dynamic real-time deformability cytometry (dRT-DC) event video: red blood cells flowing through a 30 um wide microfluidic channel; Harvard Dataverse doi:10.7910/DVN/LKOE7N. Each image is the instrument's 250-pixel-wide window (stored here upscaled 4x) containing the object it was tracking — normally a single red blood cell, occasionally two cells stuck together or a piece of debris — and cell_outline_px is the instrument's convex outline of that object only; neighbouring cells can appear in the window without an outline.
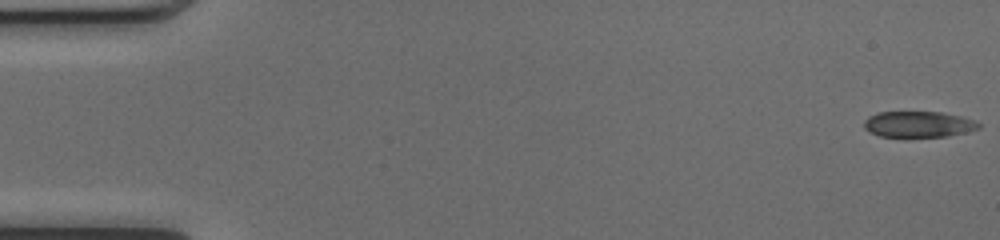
{"species": "common noctule bat (a hibernating species)", "species_latin": "Nyctalus noctula", "temperature_condition": "cold", "stored_images_in_passage": 51, "camera_frame_rate_fps": 3000, "um_per_image_px": 0.085, "animal": {"sex": "female", "body_mass_g": 17.0, "forearm_length_mm": 48.0}, "frame": {"image": 1, "passage_image": 1, "time_ms": 0.0, "image_size_px": [1000, 240], "cell_outline_px": [[980, 128], [948, 136], [880, 136], [868, 132], [864, 128], [864, 120], [868, 116], [876, 112], [944, 112], [976, 120], [980, 124]], "centroid_in_image_um": [78.05, 10.55], "position_along_channel_um": 7.0, "area_um2": 17.34}}
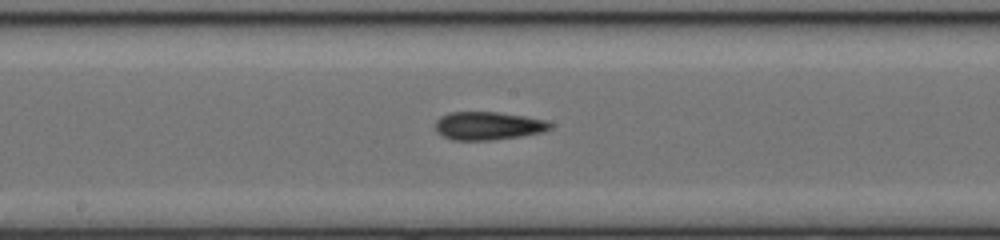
{"frame": {"image": 2, "passage_image": 27, "time_ms": 8.667, "image_size_px": [1000, 240], "cell_outline_px": [[552, 128], [544, 132], [520, 136], [492, 140], [452, 140], [436, 132], [436, 120], [440, 116], [448, 112], [496, 112], [524, 116], [548, 120], [552, 124]], "centroid_in_image_um": [41.5, 10.69], "position_along_channel_um": 206.7, "area_um2": 18.96}}
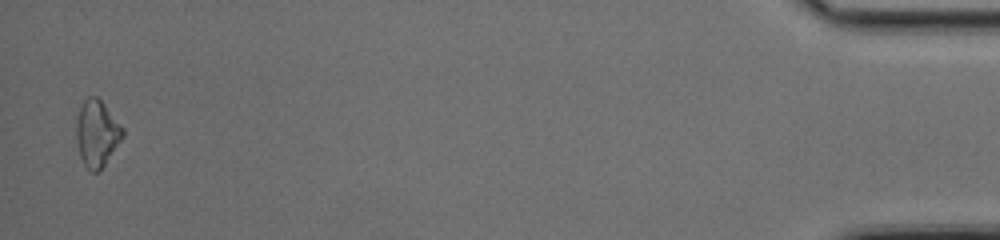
{"frame": {"image": 3, "passage_image": 50, "time_ms": 16.333, "image_size_px": [1000, 240], "cell_outline_px": [[124, 136], [100, 172], [92, 172], [84, 164], [80, 156], [76, 136], [76, 120], [80, 108], [84, 100], [88, 96], [96, 96], [104, 104], [124, 128]], "centroid_in_image_um": [8.25, 11.35], "position_along_channel_um": 427.0, "area_um2": 17.98}, "authors_computed_cell_mechanics": {"area_um2": 18.0914, "velocity_mm_per_s": 4.1071, "shape_relaxation_time_tau1_ms": 4.7427, "shape_relaxation_time_tau2_ms": 6.8367, "deformation_change_tau1": 0.1325, "deformation_change_tau2": 0.1485}}